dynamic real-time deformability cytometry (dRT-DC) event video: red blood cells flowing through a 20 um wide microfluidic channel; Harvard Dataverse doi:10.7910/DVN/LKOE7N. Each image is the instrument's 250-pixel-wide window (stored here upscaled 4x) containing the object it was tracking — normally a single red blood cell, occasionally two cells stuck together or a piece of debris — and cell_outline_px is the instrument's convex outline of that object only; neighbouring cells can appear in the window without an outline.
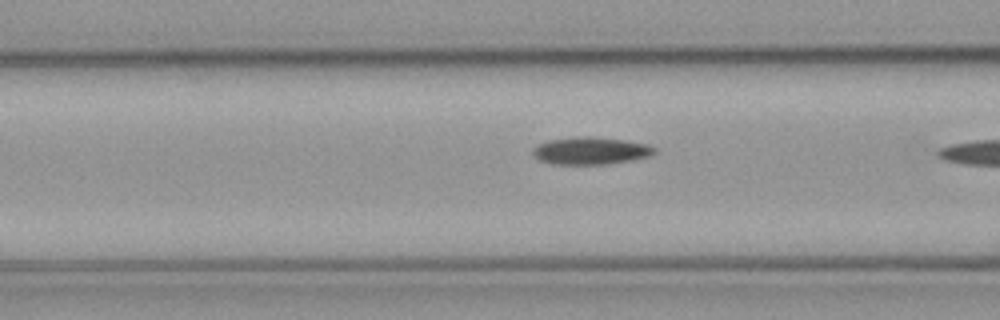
{"species": "common noctule bat (a hibernating species)", "species_latin": "Nyctalus noctula", "temperature_condition": "cold", "stored_images_in_passage": 11, "camera_frame_rate_fps": 3000, "um_per_image_px": 0.085, "animal": {"sex": "male", "body_mass_g": 23.1, "forearm_length_mm": 52.7}, "frame": {"image": 1, "passage_image": 10, "time_ms": 3.0, "image_size_px": [1000, 320], "cell_outline_px": [[656, 152], [648, 156], [632, 160], [608, 164], [552, 164], [540, 160], [532, 152], [540, 144], [548, 140], [576, 136], [588, 136], [628, 140], [648, 144], [656, 148]], "centroid_in_image_um": [50.26, 12.8], "position_along_channel_um": 116.3, "area_um2": 19.36}}